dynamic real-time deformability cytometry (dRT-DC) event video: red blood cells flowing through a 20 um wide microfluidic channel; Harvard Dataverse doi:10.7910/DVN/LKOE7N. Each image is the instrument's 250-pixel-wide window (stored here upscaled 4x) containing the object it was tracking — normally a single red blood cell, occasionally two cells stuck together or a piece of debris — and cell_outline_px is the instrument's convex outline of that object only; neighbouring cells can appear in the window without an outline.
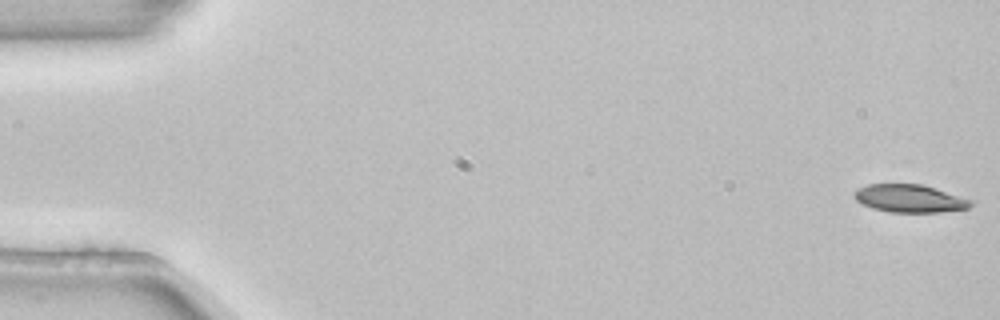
{"species": "common noctule bat (a hibernating species)", "species_latin": "Nyctalus noctula", "temperature_condition": "room temperature", "stored_images_in_passage": 5, "camera_frame_rate_fps": 3000, "um_per_image_px": 0.085, "animal": {"sex": "female", "body_mass_g": 22.7, "forearm_length_mm": 54.2}, "frame": {"image": 1, "passage_image": 1, "time_ms": 0.0, "image_size_px": [1000, 320], "cell_outline_px": [[976, 200], [968, 208], [940, 212], [892, 212], [872, 208], [856, 200], [852, 196], [852, 192], [868, 184], [920, 184]], "centroid_in_image_um": [77.34, 16.87], "position_along_channel_um": 7.7, "area_um2": 18.9}}
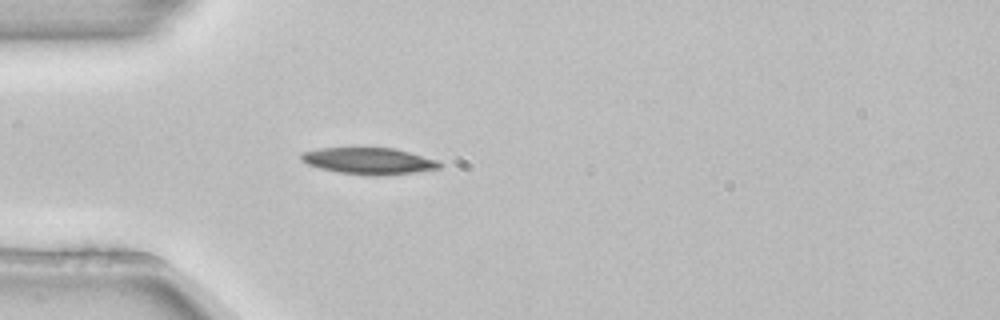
{"frame": {"image": 2, "passage_image": 5, "time_ms": 1.333, "image_size_px": [1000, 320], "cell_outline_px": [[444, 164], [440, 168], [412, 172], [376, 176], [372, 176], [340, 172], [320, 168], [308, 164], [300, 160], [300, 152], [320, 148], [396, 148], [436, 160]], "centroid_in_image_um": [31.33, 13.67], "position_along_channel_um": 53.7, "area_um2": 21.27}}